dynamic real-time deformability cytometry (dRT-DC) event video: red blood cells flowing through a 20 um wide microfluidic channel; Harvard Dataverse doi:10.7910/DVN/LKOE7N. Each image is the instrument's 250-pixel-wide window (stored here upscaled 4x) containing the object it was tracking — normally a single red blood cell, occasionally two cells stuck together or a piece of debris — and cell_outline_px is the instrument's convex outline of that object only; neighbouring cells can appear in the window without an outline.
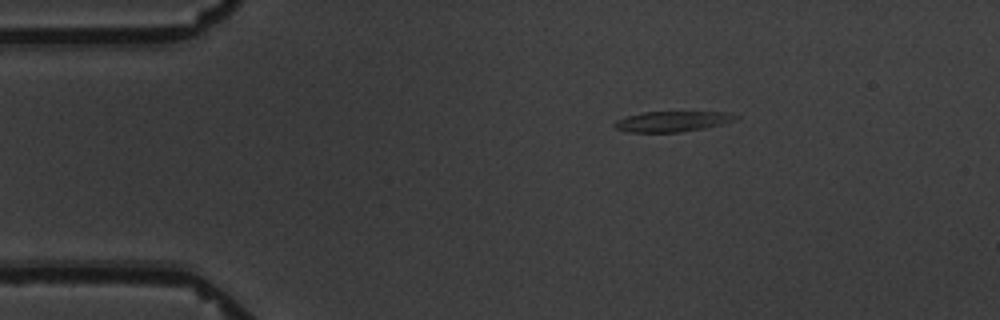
{"species": "common noctule bat (a hibernating species)", "species_latin": "Nyctalus noctula", "temperature_condition": "warm", "stored_images_in_passage": 4, "camera_frame_rate_fps": 3000, "um_per_image_px": 0.085, "animal": {"sex": "male", "body_mass_g": 19.5, "forearm_length_mm": 54.6}, "frame": {"image": 1, "passage_image": 1, "time_ms": 0.0, "image_size_px": [1000, 320], "cell_outline_px": [[740, 116], [736, 120], [704, 128], [680, 132], [628, 132], [616, 128], [612, 124], [616, 120], [628, 116], [644, 112], [724, 112]], "centroid_in_image_um": [57.13, 10.32], "position_along_channel_um": 27.9, "area_um2": 14.28}}